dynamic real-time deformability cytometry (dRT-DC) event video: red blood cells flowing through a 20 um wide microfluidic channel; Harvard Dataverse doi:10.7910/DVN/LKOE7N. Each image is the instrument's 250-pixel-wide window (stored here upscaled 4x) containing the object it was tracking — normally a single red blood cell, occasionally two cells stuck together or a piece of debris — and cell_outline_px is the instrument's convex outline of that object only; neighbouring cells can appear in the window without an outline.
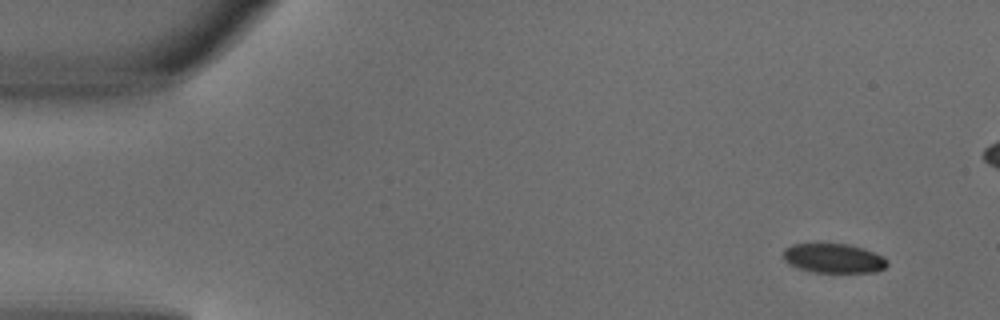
{"species": "common noctule bat (a hibernating species)", "species_latin": "Nyctalus noctula", "temperature_condition": "warm", "stored_images_in_passage": 5, "camera_frame_rate_fps": 3000, "um_per_image_px": 0.085, "animal": {"sex": "male", "body_mass_g": 18.8}, "frame": {"image": 1, "passage_image": 1, "time_ms": 0.0, "image_size_px": [1000, 320], "cell_outline_px": [[888, 264], [884, 268], [876, 272], [812, 272], [796, 268], [788, 264], [784, 260], [784, 248], [792, 244], [848, 244], [864, 248], [884, 256], [888, 260]], "centroid_in_image_um": [70.86, 21.96], "position_along_channel_um": 14.1, "area_um2": 17.98}}
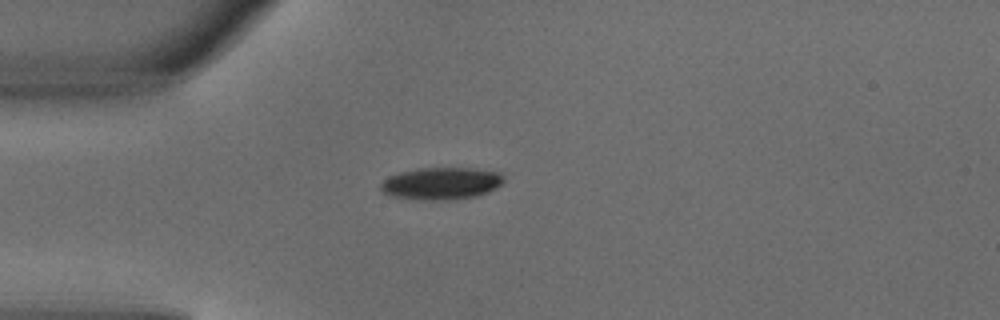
{"frame": {"image": 2, "passage_image": 5, "time_ms": 1.333, "image_size_px": [1000, 320], "cell_outline_px": [[504, 180], [496, 188], [488, 192], [476, 196], [452, 200], [424, 200], [392, 196], [384, 192], [380, 188], [380, 184], [388, 176], [400, 172], [420, 168], [468, 168], [500, 172], [504, 176]], "centroid_in_image_um": [37.51, 15.59], "position_along_channel_um": 47.5, "area_um2": 23.06}}